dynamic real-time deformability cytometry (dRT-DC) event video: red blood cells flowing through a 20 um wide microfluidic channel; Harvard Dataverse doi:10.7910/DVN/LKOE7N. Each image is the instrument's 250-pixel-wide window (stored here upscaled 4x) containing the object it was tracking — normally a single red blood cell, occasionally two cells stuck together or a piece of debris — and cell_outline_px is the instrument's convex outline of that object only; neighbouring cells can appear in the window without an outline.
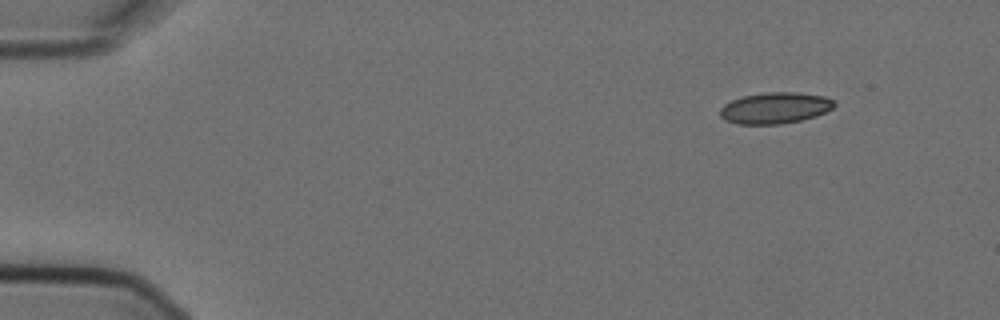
{"species": "Egyptian fruit bat (a non-hibernating species)", "species_latin": "Rousettus aegyptiacus", "temperature_condition": "cold", "stored_images_in_passage": 6, "segment_of_instrument_passage": [2, 2], "camera_frame_rate_fps": 3000, "um_per_image_px": 0.085, "animal": {"sex": "female"}, "frame": {"image": 1, "passage_image": 6, "time_ms": 1.667, "image_size_px": [1000, 320], "cell_outline_px": [[836, 104], [832, 108], [816, 116], [800, 120], [780, 124], [736, 124], [724, 120], [720, 116], [720, 108], [724, 104], [732, 100], [744, 96], [764, 92], [796, 92], [824, 96], [836, 100]], "centroid_in_image_um": [65.87, 9.17], "position_along_channel_um": 19.1, "area_um2": 20.87}}